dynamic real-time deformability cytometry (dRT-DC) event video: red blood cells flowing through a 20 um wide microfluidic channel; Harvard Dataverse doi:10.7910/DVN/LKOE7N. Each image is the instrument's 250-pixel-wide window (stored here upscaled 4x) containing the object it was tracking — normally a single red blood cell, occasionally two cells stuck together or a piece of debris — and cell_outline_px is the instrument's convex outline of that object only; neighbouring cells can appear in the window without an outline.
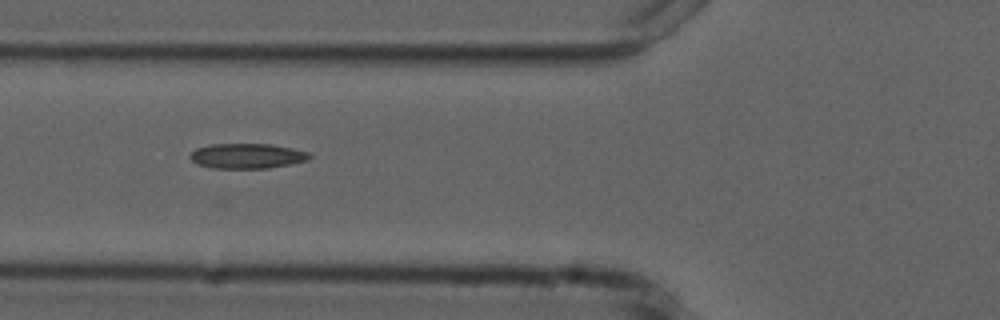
{"species": "common noctule bat (a hibernating species)", "species_latin": "Nyctalus noctula", "temperature_condition": "cold", "stored_images_in_passage": 7, "camera_frame_rate_fps": 3000, "um_per_image_px": 0.085, "animal": {"sex": "male", "forearm_length_mm": 52.5}, "frame": {"image": 1, "passage_image": 2, "time_ms": 1.333, "image_size_px": [1000, 320], "cell_outline_px": [[312, 156], [308, 160], [292, 164], [268, 168], [212, 168], [196, 164], [188, 156], [196, 148], [212, 144], [272, 144], [292, 148], [308, 152]], "centroid_in_image_um": [21.0, 13.26], "position_along_channel_um": 104.8, "area_um2": 17.51}}
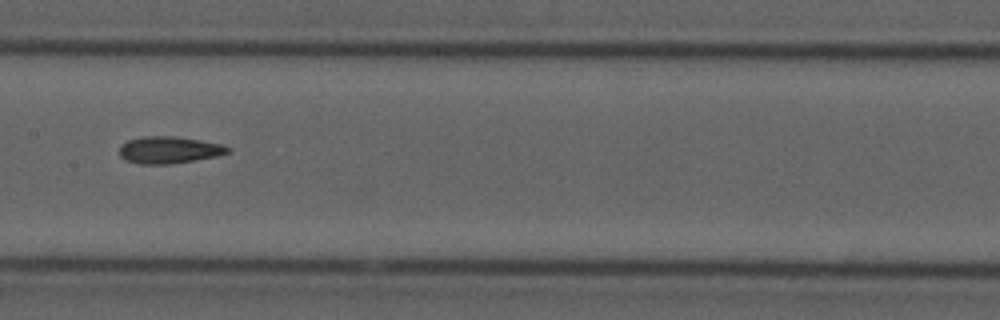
{"frame": {"image": 2, "passage_image": 4, "time_ms": 3.667, "image_size_px": [1000, 320], "cell_outline_px": [[232, 148], [228, 152], [216, 156], [172, 164], [140, 164], [124, 160], [120, 156], [120, 144], [128, 140], [144, 136], [172, 136], [200, 140], [220, 144]], "centroid_in_image_um": [14.33, 12.75], "position_along_channel_um": 193.1, "area_um2": 16.99}}
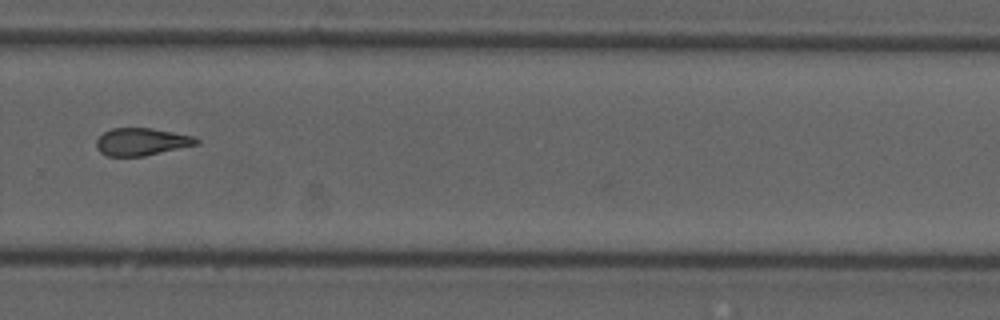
{"frame": {"image": 3, "passage_image": 7, "time_ms": 7.0, "image_size_px": [1000, 320], "cell_outline_px": [[200, 144], [144, 156], [108, 156], [100, 152], [96, 148], [96, 140], [104, 132], [112, 128], [152, 128], [192, 136], [200, 140]], "centroid_in_image_um": [12.03, 12.05], "position_along_channel_um": 317.8, "area_um2": 16.01}}